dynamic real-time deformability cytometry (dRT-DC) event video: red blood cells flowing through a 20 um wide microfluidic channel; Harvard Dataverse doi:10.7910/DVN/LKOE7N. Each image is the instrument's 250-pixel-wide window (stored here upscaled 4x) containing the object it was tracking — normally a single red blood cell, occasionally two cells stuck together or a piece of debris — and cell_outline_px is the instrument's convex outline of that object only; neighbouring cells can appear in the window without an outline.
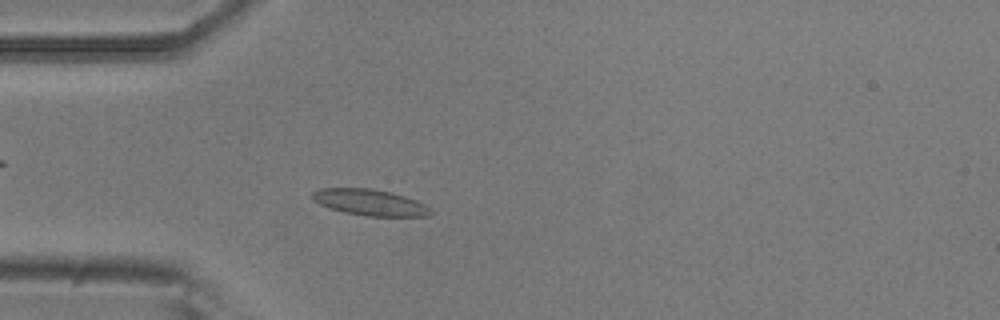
{"species": "common noctule bat (a hibernating species)", "species_latin": "Nyctalus noctula", "temperature_condition": "room temperature", "stored_images_in_passage": 32, "camera_frame_rate_fps": 3000, "um_per_image_px": 0.085, "animal": {"sex": "male", "body_mass_g": 20.5, "forearm_length_mm": 52.5}, "frame": {"image": 1, "passage_image": 7, "time_ms": 2.0, "image_size_px": [1000, 320], "cell_outline_px": [[432, 212], [428, 216], [364, 216], [344, 212], [328, 208], [312, 200], [312, 192], [320, 188], [372, 188], [392, 192], [416, 200], [424, 204]], "centroid_in_image_um": [31.4, 17.2], "position_along_channel_um": 53.6, "area_um2": 18.09}}
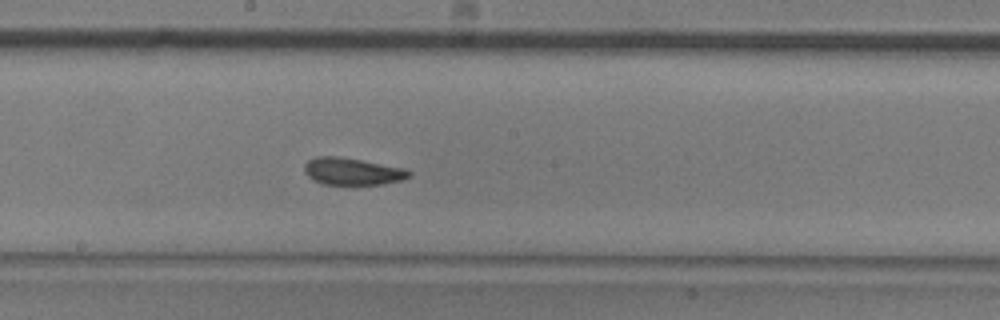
{"frame": {"image": 2, "passage_image": 21, "time_ms": 6.667, "image_size_px": [1000, 320], "cell_outline_px": [[412, 176], [404, 180], [384, 184], [324, 184], [308, 176], [304, 172], [304, 164], [308, 160], [316, 156], [340, 156], [404, 168], [412, 172]], "centroid_in_image_um": [29.98, 14.56], "position_along_channel_um": 218.2, "area_um2": 16.59}}
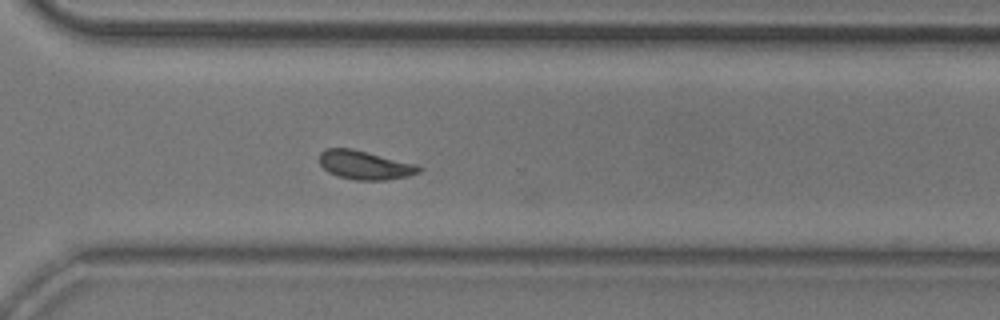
{"frame": {"image": 3, "passage_image": 31, "time_ms": 10.0, "image_size_px": [1000, 320], "cell_outline_px": [[424, 168], [420, 172], [408, 176], [384, 180], [356, 180], [336, 176], [328, 172], [320, 164], [320, 152], [324, 148], [352, 148], [416, 164]], "centroid_in_image_um": [31.0, 14.03], "position_along_channel_um": 339.6, "area_um2": 16.76}}